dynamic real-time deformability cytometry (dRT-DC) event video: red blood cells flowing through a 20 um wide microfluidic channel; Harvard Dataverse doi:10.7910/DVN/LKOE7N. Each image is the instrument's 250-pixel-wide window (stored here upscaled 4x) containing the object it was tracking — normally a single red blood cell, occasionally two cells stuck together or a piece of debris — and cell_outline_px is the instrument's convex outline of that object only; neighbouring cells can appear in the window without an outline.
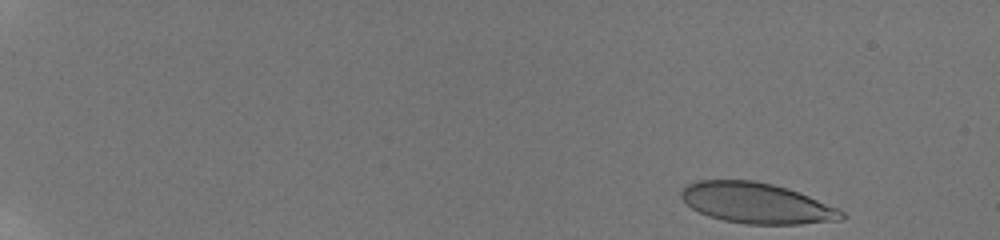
{"species": "human", "species_latin": "Homo sapiens", "temperature_condition": "room temperature", "stored_images_in_passage": 52, "camera_frame_rate_fps": 3000, "um_per_image_px": 0.085, "donor": {"sex": "male"}, "frame": {"image": 1, "passage_image": 1, "time_ms": 0.0, "image_size_px": [1000, 240], "cell_outline_px": [[848, 216], [844, 220], [800, 224], [744, 224], [724, 220], [708, 216], [692, 208], [680, 196], [680, 192], [688, 184], [696, 180], [752, 180], [772, 184], [808, 196], [836, 208], [844, 212]], "centroid_in_image_um": [64.31, 17.27], "position_along_channel_um": 20.7, "area_um2": 37.69}}
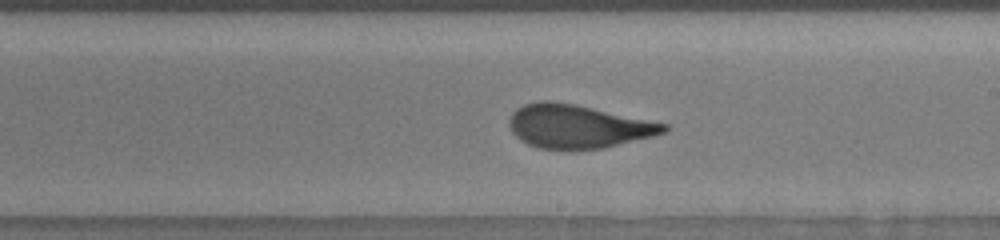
{"frame": {"image": 2, "passage_image": 32, "time_ms": 10.333, "image_size_px": [1000, 240], "cell_outline_px": [[668, 128], [664, 132], [652, 136], [604, 148], [536, 148], [520, 140], [512, 132], [508, 124], [508, 120], [512, 112], [516, 108], [524, 104], [544, 100], [552, 100], [572, 104], [668, 124]], "centroid_in_image_um": [49.06, 10.73], "position_along_channel_um": 239.9, "area_um2": 38.55}}
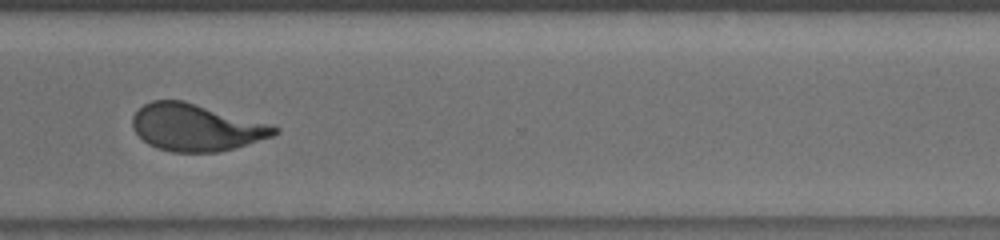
{"frame": {"image": 3, "passage_image": 41, "time_ms": 13.333, "image_size_px": [1000, 240], "cell_outline_px": [[280, 132], [272, 136], [232, 148], [216, 152], [172, 152], [156, 148], [148, 144], [132, 128], [132, 116], [144, 104], [152, 100], [184, 100], [280, 128]], "centroid_in_image_um": [16.6, 10.83], "position_along_channel_um": 354.0, "area_um2": 38.32}, "authors_computed_cell_mechanics": {"area_um2": 38.8994, "velocity_mm_per_s": 3.8069, "shape_relaxation_time_tau1_ms": 9.3459, "shape_relaxation_time_tau2_ms": null, "deformation_change_tau1": 0.2686, "deformation_change_tau2": null}}